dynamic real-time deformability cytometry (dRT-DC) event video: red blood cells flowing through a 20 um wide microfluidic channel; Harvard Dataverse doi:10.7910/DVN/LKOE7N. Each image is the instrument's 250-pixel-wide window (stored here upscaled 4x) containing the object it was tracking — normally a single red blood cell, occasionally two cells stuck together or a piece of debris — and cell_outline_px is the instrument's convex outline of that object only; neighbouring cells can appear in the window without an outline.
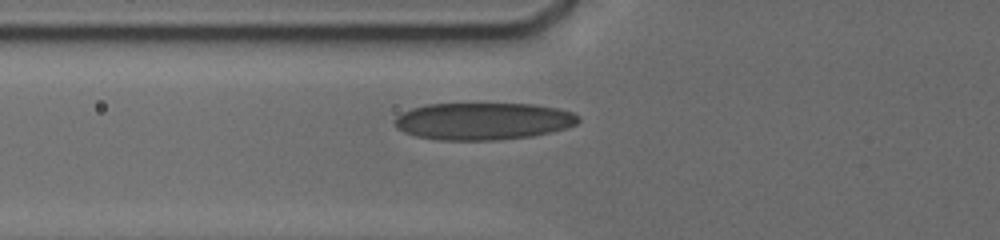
{"species": "human", "species_latin": "Homo sapiens", "temperature_condition": "cold", "stored_images_in_passage": 9, "camera_frame_rate_fps": 3000, "um_per_image_px": 0.085, "donor": {"sex": "male"}, "frame": {"image": 1, "passage_image": 8, "time_ms": 4.0, "image_size_px": [1000, 240], "cell_outline_px": [[580, 120], [576, 124], [568, 128], [532, 136], [496, 140], [440, 140], [416, 136], [404, 132], [396, 128], [396, 116], [400, 112], [412, 108], [428, 104], [536, 104], [556, 108], [572, 112], [580, 116]], "centroid_in_image_um": [41.08, 10.3], "position_along_channel_um": 84.7, "area_um2": 39.88}}